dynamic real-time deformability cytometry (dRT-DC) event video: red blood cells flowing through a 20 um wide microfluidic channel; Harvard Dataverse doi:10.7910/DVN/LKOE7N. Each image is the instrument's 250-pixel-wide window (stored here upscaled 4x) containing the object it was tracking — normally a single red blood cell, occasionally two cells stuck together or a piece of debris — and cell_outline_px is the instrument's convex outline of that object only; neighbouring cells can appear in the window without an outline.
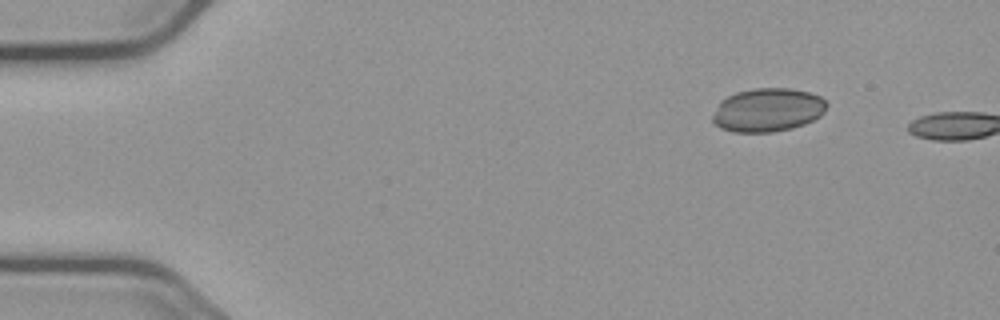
{"species": "common noctule bat (a hibernating species)", "species_latin": "Nyctalus noctula", "temperature_condition": "cold", "stored_images_in_passage": 3, "camera_frame_rate_fps": 3000, "um_per_image_px": 0.085, "animal": {"sex": "male", "body_mass_g": 23.1, "forearm_length_mm": 52.7}, "frame": {"image": 1, "passage_image": 1, "time_ms": 0.0, "image_size_px": [1000, 320], "cell_outline_px": [[828, 104], [824, 112], [820, 116], [804, 124], [792, 128], [772, 132], [732, 132], [720, 128], [712, 120], [712, 116], [720, 100], [736, 92], [752, 88], [792, 88], [808, 92], [820, 96]], "centroid_in_image_um": [65.24, 9.34], "position_along_channel_um": 19.8, "area_um2": 29.07}}